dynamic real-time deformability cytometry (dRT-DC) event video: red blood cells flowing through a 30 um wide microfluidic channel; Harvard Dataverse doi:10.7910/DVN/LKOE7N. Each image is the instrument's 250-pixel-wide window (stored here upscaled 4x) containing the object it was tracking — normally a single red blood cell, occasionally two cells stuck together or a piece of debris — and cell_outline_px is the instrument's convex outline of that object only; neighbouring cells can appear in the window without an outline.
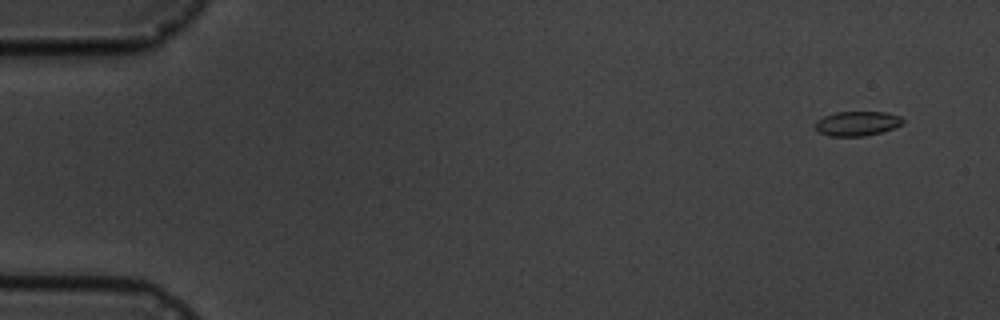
{"species": "common noctule bat (a hibernating species)", "species_latin": "Nyctalus noctula", "temperature_condition": "cold", "stored_images_in_passage": 5, "camera_frame_rate_fps": 3000, "um_per_image_px": 0.085, "animal": {"sex": "male", "body_mass_g": 19.5, "forearm_length_mm": 54.6}, "frame": {"image": 1, "passage_image": 1, "time_ms": 0.0, "image_size_px": [1000, 320], "cell_outline_px": [[904, 120], [900, 124], [892, 128], [880, 132], [864, 136], [828, 136], [820, 132], [816, 128], [816, 120], [824, 116], [836, 112], [884, 112], [900, 116]], "centroid_in_image_um": [72.83, 10.49], "position_along_channel_um": 12.2, "area_um2": 12.31}}
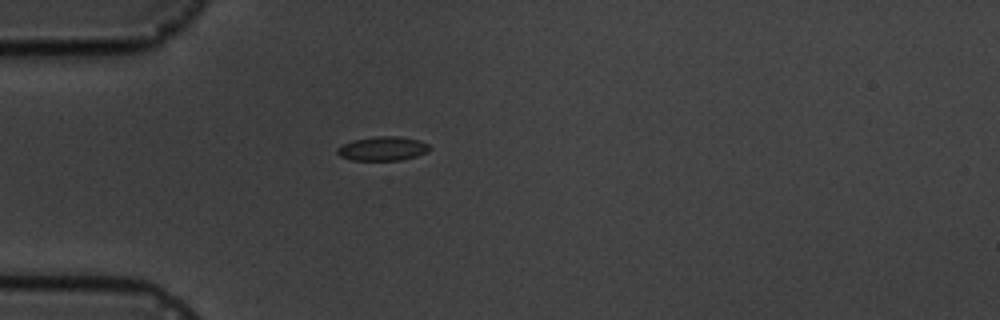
{"frame": {"image": 2, "passage_image": 5, "time_ms": 4.333, "image_size_px": [1000, 320], "cell_outline_px": [[432, 148], [428, 152], [416, 156], [400, 160], [352, 160], [340, 156], [336, 152], [336, 148], [352, 140], [376, 136], [396, 136], [420, 140], [428, 144]], "centroid_in_image_um": [32.54, 12.63], "position_along_channel_um": 52.5, "area_um2": 13.01}}